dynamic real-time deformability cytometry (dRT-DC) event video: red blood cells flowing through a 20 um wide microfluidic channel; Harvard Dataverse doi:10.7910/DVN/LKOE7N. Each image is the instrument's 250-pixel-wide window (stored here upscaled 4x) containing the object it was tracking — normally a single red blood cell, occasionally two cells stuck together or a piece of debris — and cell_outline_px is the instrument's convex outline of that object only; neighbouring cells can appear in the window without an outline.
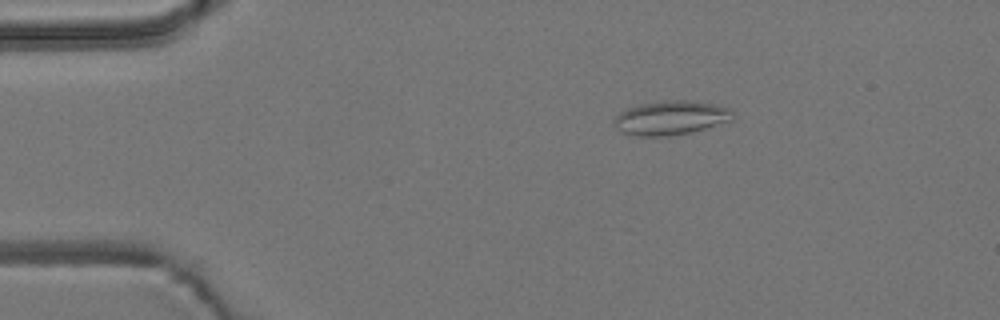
{"species": "common noctule bat (a hibernating species)", "species_latin": "Nyctalus noctula", "temperature_condition": "room temperature", "stored_images_in_passage": 5, "camera_frame_rate_fps": 3000, "um_per_image_px": 0.085, "animal": {"sex": "male", "body_mass_g": 19.2, "forearm_length_mm": 51.8}, "frame": {"image": 1, "passage_image": 3, "time_ms": 0.667, "image_size_px": [1000, 320], "cell_outline_px": [[736, 112], [732, 120], [692, 132], [668, 136], [636, 136], [624, 132], [616, 128], [616, 116], [620, 112], [628, 108], [640, 104], [672, 100], [684, 100], [716, 104], [728, 108]], "centroid_in_image_um": [57.07, 10.02], "position_along_channel_um": 27.9, "area_um2": 23.35}}